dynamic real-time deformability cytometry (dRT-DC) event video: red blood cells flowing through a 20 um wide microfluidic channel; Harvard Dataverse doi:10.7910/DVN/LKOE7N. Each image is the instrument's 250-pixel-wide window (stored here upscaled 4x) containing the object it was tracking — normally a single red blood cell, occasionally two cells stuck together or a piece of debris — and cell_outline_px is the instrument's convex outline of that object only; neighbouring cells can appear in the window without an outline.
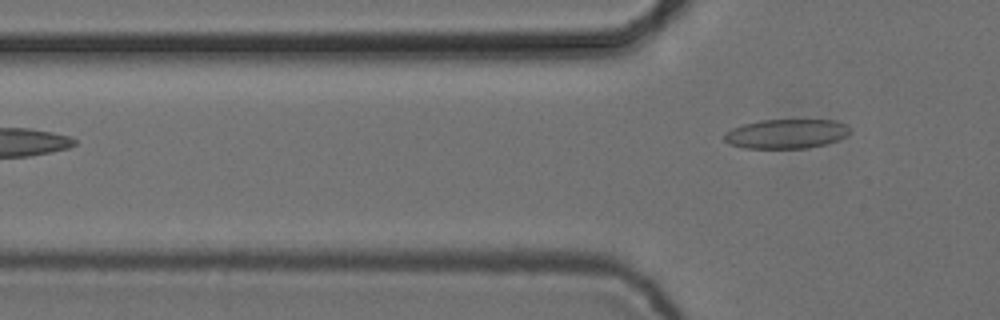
{"species": "common noctule bat (a hibernating species)", "species_latin": "Nyctalus noctula", "temperature_condition": "cold", "stored_images_in_passage": 5, "camera_frame_rate_fps": 3000, "um_per_image_px": 0.085, "animal": {"sex": "female", "body_mass_g": 24.6, "forearm_length_mm": 56.2}, "frame": {"image": 1, "passage_image": 5, "time_ms": 1.333, "image_size_px": [1000, 320], "cell_outline_px": [[852, 132], [828, 144], [808, 148], [744, 148], [728, 144], [724, 140], [724, 132], [732, 128], [744, 124], [760, 120], [836, 120], [844, 124]], "centroid_in_image_um": [66.8, 11.38], "position_along_channel_um": 59.0, "area_um2": 21.56}}